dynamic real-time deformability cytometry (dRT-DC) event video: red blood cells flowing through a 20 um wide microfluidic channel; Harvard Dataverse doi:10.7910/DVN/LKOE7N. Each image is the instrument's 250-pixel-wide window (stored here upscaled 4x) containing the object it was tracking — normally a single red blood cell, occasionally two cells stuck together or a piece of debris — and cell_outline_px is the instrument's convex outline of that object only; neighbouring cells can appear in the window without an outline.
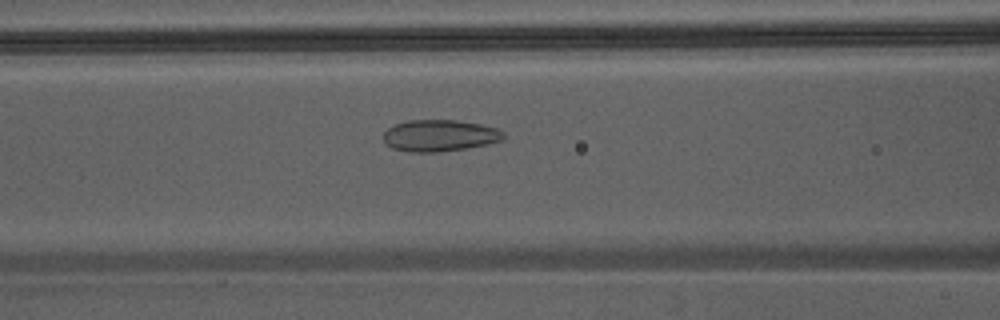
{"species": "Egyptian fruit bat (a non-hibernating species)", "species_latin": "Rousettus aegyptiacus", "temperature_condition": "warm", "stored_images_in_passage": 38, "camera_frame_rate_fps": 3000, "um_per_image_px": 0.085, "animal": {"sex": "male"}, "frame": {"image": 1, "passage_image": 12, "time_ms": 3.667, "image_size_px": [1000, 320], "cell_outline_px": [[504, 140], [464, 148], [436, 152], [408, 152], [392, 148], [384, 144], [384, 132], [388, 128], [396, 124], [408, 120], [456, 120], [480, 124], [496, 128], [504, 132]], "centroid_in_image_um": [37.34, 11.52], "position_along_channel_um": 129.3, "area_um2": 22.02}}
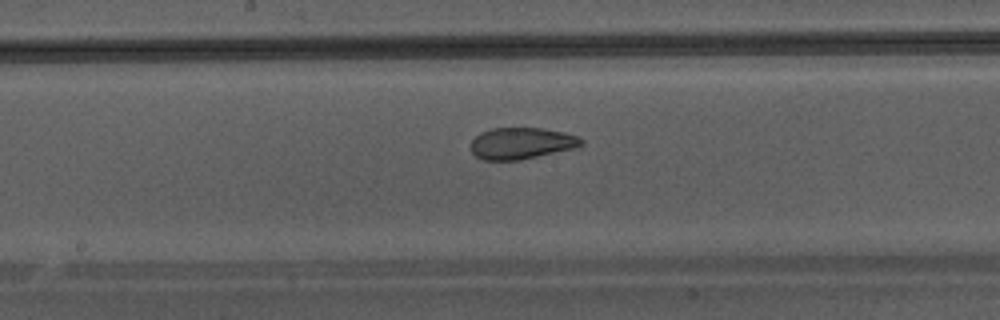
{"frame": {"image": 2, "passage_image": 17, "time_ms": 5.333, "image_size_px": [1000, 320], "cell_outline_px": [[584, 144], [576, 148], [520, 160], [484, 160], [476, 156], [472, 152], [472, 140], [480, 132], [492, 128], [544, 128], [564, 132], [580, 136], [584, 140]], "centroid_in_image_um": [44.37, 12.17], "position_along_channel_um": 203.8, "area_um2": 20.46}}